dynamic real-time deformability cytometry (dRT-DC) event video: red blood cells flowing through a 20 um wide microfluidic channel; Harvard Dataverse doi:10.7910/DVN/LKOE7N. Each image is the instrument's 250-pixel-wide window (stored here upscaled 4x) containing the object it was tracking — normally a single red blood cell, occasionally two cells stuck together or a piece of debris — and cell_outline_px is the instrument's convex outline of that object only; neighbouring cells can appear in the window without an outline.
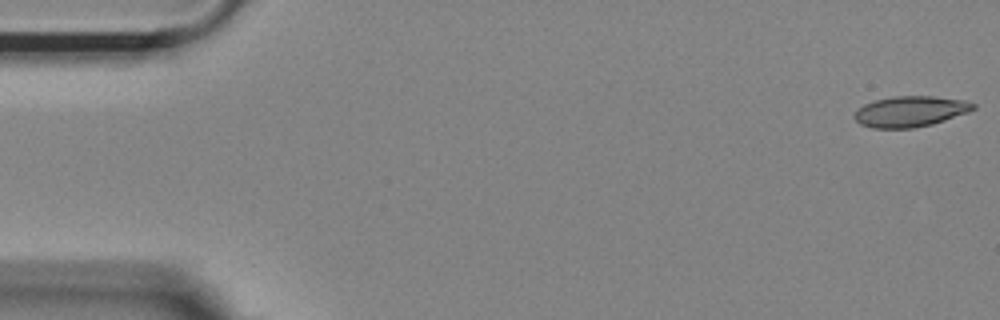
{"species": "Egyptian fruit bat (a non-hibernating species)", "species_latin": "Rousettus aegyptiacus", "temperature_condition": "room temperature", "stored_images_in_passage": 7, "camera_frame_rate_fps": 3000, "um_per_image_px": 0.085, "animal": {"sex": "female"}, "frame": {"image": 1, "passage_image": 1, "time_ms": 0.0, "image_size_px": [1000, 320], "cell_outline_px": [[976, 108], [968, 112], [932, 124], [912, 128], [872, 128], [860, 124], [852, 116], [864, 104], [876, 100], [892, 96], [932, 96], [964, 100], [976, 104]], "centroid_in_image_um": [77.37, 9.47], "position_along_channel_um": 7.6, "area_um2": 21.15}}